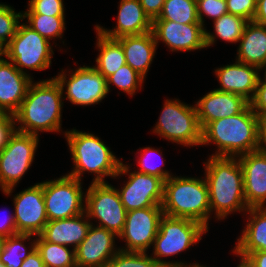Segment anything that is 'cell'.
<instances>
[{"label": "cell", "instance_id": "7a4b0ae2", "mask_svg": "<svg viewBox=\"0 0 266 267\" xmlns=\"http://www.w3.org/2000/svg\"><path fill=\"white\" fill-rule=\"evenodd\" d=\"M204 164L210 211H215L217 219L223 220L233 211H248L238 157L210 156Z\"/></svg>", "mask_w": 266, "mask_h": 267}, {"label": "cell", "instance_id": "c3c4849f", "mask_svg": "<svg viewBox=\"0 0 266 267\" xmlns=\"http://www.w3.org/2000/svg\"><path fill=\"white\" fill-rule=\"evenodd\" d=\"M240 264L237 267H252L245 258H240Z\"/></svg>", "mask_w": 266, "mask_h": 267}, {"label": "cell", "instance_id": "8d00e7d4", "mask_svg": "<svg viewBox=\"0 0 266 267\" xmlns=\"http://www.w3.org/2000/svg\"><path fill=\"white\" fill-rule=\"evenodd\" d=\"M29 8L23 14H44L49 16H64L62 0H29Z\"/></svg>", "mask_w": 266, "mask_h": 267}, {"label": "cell", "instance_id": "ffe728a7", "mask_svg": "<svg viewBox=\"0 0 266 267\" xmlns=\"http://www.w3.org/2000/svg\"><path fill=\"white\" fill-rule=\"evenodd\" d=\"M244 197L247 206L265 207L266 203V155L254 151L240 155Z\"/></svg>", "mask_w": 266, "mask_h": 267}, {"label": "cell", "instance_id": "83f0119b", "mask_svg": "<svg viewBox=\"0 0 266 267\" xmlns=\"http://www.w3.org/2000/svg\"><path fill=\"white\" fill-rule=\"evenodd\" d=\"M213 22L214 31L217 36L214 33L205 31L206 47L212 46L216 41V37L228 43L239 42L248 21L240 16L226 13L219 19L213 20Z\"/></svg>", "mask_w": 266, "mask_h": 267}, {"label": "cell", "instance_id": "30bf717a", "mask_svg": "<svg viewBox=\"0 0 266 267\" xmlns=\"http://www.w3.org/2000/svg\"><path fill=\"white\" fill-rule=\"evenodd\" d=\"M85 213L88 218L99 220V227L114 232L117 237L123 231L126 209L115 187L106 183H91L85 193Z\"/></svg>", "mask_w": 266, "mask_h": 267}, {"label": "cell", "instance_id": "277c9868", "mask_svg": "<svg viewBox=\"0 0 266 267\" xmlns=\"http://www.w3.org/2000/svg\"><path fill=\"white\" fill-rule=\"evenodd\" d=\"M64 134L74 163V169L67 175L81 181L87 171L96 175L92 183H105V176L118 177L129 172L130 167L117 159L99 137L75 129Z\"/></svg>", "mask_w": 266, "mask_h": 267}, {"label": "cell", "instance_id": "5bb4252c", "mask_svg": "<svg viewBox=\"0 0 266 267\" xmlns=\"http://www.w3.org/2000/svg\"><path fill=\"white\" fill-rule=\"evenodd\" d=\"M13 201L17 233L40 235L48 222L43 182L21 191L14 196Z\"/></svg>", "mask_w": 266, "mask_h": 267}, {"label": "cell", "instance_id": "f35d334b", "mask_svg": "<svg viewBox=\"0 0 266 267\" xmlns=\"http://www.w3.org/2000/svg\"><path fill=\"white\" fill-rule=\"evenodd\" d=\"M228 13L253 21L256 12L255 0H226Z\"/></svg>", "mask_w": 266, "mask_h": 267}, {"label": "cell", "instance_id": "ee69618b", "mask_svg": "<svg viewBox=\"0 0 266 267\" xmlns=\"http://www.w3.org/2000/svg\"><path fill=\"white\" fill-rule=\"evenodd\" d=\"M257 151L266 155V116L259 117V136Z\"/></svg>", "mask_w": 266, "mask_h": 267}, {"label": "cell", "instance_id": "2e32d148", "mask_svg": "<svg viewBox=\"0 0 266 267\" xmlns=\"http://www.w3.org/2000/svg\"><path fill=\"white\" fill-rule=\"evenodd\" d=\"M125 186L117 189L126 211L161 206L164 181L154 175L131 172Z\"/></svg>", "mask_w": 266, "mask_h": 267}, {"label": "cell", "instance_id": "f1b7e54d", "mask_svg": "<svg viewBox=\"0 0 266 267\" xmlns=\"http://www.w3.org/2000/svg\"><path fill=\"white\" fill-rule=\"evenodd\" d=\"M36 249L39 251L45 267H76L75 250L68 246L46 241L37 235Z\"/></svg>", "mask_w": 266, "mask_h": 267}, {"label": "cell", "instance_id": "db71d44e", "mask_svg": "<svg viewBox=\"0 0 266 267\" xmlns=\"http://www.w3.org/2000/svg\"><path fill=\"white\" fill-rule=\"evenodd\" d=\"M0 267H5V265L3 263L0 262Z\"/></svg>", "mask_w": 266, "mask_h": 267}, {"label": "cell", "instance_id": "3957f363", "mask_svg": "<svg viewBox=\"0 0 266 267\" xmlns=\"http://www.w3.org/2000/svg\"><path fill=\"white\" fill-rule=\"evenodd\" d=\"M259 116L250 104L239 114L209 122L202 129L201 145L214 143L212 156L239 157L257 151Z\"/></svg>", "mask_w": 266, "mask_h": 267}, {"label": "cell", "instance_id": "816d5d0a", "mask_svg": "<svg viewBox=\"0 0 266 267\" xmlns=\"http://www.w3.org/2000/svg\"><path fill=\"white\" fill-rule=\"evenodd\" d=\"M262 69H265V74H264L265 77H264V80L266 81V64L261 68V70Z\"/></svg>", "mask_w": 266, "mask_h": 267}, {"label": "cell", "instance_id": "7bdbcfd3", "mask_svg": "<svg viewBox=\"0 0 266 267\" xmlns=\"http://www.w3.org/2000/svg\"><path fill=\"white\" fill-rule=\"evenodd\" d=\"M4 219V218H3ZM2 222V223H1ZM17 233L14 215H9L6 220L0 221V236L8 238Z\"/></svg>", "mask_w": 266, "mask_h": 267}, {"label": "cell", "instance_id": "484cf974", "mask_svg": "<svg viewBox=\"0 0 266 267\" xmlns=\"http://www.w3.org/2000/svg\"><path fill=\"white\" fill-rule=\"evenodd\" d=\"M239 41L236 61L261 70L266 64V26L248 21Z\"/></svg>", "mask_w": 266, "mask_h": 267}, {"label": "cell", "instance_id": "b9f144b4", "mask_svg": "<svg viewBox=\"0 0 266 267\" xmlns=\"http://www.w3.org/2000/svg\"><path fill=\"white\" fill-rule=\"evenodd\" d=\"M143 10L153 21L160 15L165 0H139Z\"/></svg>", "mask_w": 266, "mask_h": 267}, {"label": "cell", "instance_id": "f5cc1de1", "mask_svg": "<svg viewBox=\"0 0 266 267\" xmlns=\"http://www.w3.org/2000/svg\"><path fill=\"white\" fill-rule=\"evenodd\" d=\"M192 265H193V266H191V267H206V266H204V265H203V266H201V265H199V264H196V263H195V264H192Z\"/></svg>", "mask_w": 266, "mask_h": 267}, {"label": "cell", "instance_id": "5b68a950", "mask_svg": "<svg viewBox=\"0 0 266 267\" xmlns=\"http://www.w3.org/2000/svg\"><path fill=\"white\" fill-rule=\"evenodd\" d=\"M161 206L164 215L190 219L209 228L211 211L205 179L172 175L164 182Z\"/></svg>", "mask_w": 266, "mask_h": 267}, {"label": "cell", "instance_id": "836d02e7", "mask_svg": "<svg viewBox=\"0 0 266 267\" xmlns=\"http://www.w3.org/2000/svg\"><path fill=\"white\" fill-rule=\"evenodd\" d=\"M107 267H161L152 256L146 252L119 250L108 262Z\"/></svg>", "mask_w": 266, "mask_h": 267}, {"label": "cell", "instance_id": "1f68e13d", "mask_svg": "<svg viewBox=\"0 0 266 267\" xmlns=\"http://www.w3.org/2000/svg\"><path fill=\"white\" fill-rule=\"evenodd\" d=\"M65 16H49L44 14H23L27 18V25L41 36L50 41L52 38L63 36L65 28Z\"/></svg>", "mask_w": 266, "mask_h": 267}, {"label": "cell", "instance_id": "ba28073f", "mask_svg": "<svg viewBox=\"0 0 266 267\" xmlns=\"http://www.w3.org/2000/svg\"><path fill=\"white\" fill-rule=\"evenodd\" d=\"M38 139L36 135L16 130L0 152V188L4 194L10 195L30 168L38 147Z\"/></svg>", "mask_w": 266, "mask_h": 267}, {"label": "cell", "instance_id": "f546056e", "mask_svg": "<svg viewBox=\"0 0 266 267\" xmlns=\"http://www.w3.org/2000/svg\"><path fill=\"white\" fill-rule=\"evenodd\" d=\"M32 234L18 233L5 239L2 253L0 254V262L5 267H20L23 261L36 248V239L31 242L29 250L23 244L24 241L30 240Z\"/></svg>", "mask_w": 266, "mask_h": 267}, {"label": "cell", "instance_id": "4dcf8cb0", "mask_svg": "<svg viewBox=\"0 0 266 267\" xmlns=\"http://www.w3.org/2000/svg\"><path fill=\"white\" fill-rule=\"evenodd\" d=\"M182 24L200 23L197 15V3L192 0H165L158 18Z\"/></svg>", "mask_w": 266, "mask_h": 267}, {"label": "cell", "instance_id": "60d3db41", "mask_svg": "<svg viewBox=\"0 0 266 267\" xmlns=\"http://www.w3.org/2000/svg\"><path fill=\"white\" fill-rule=\"evenodd\" d=\"M16 131L15 117L13 114L0 115V152L8 144L9 138Z\"/></svg>", "mask_w": 266, "mask_h": 267}, {"label": "cell", "instance_id": "d590c367", "mask_svg": "<svg viewBox=\"0 0 266 267\" xmlns=\"http://www.w3.org/2000/svg\"><path fill=\"white\" fill-rule=\"evenodd\" d=\"M141 150H143L142 151L143 153L141 152L140 157H138L139 158L138 159V165H140V169L137 172L157 176V177L161 178L164 182L172 176V174H170L169 171H167V170L164 171L160 165H159L160 166L159 167V166H156V164L154 165L152 163L151 160L155 154L159 153L162 155V153H160V151H158V149L156 150L152 147H145ZM161 165H163V164H161Z\"/></svg>", "mask_w": 266, "mask_h": 267}, {"label": "cell", "instance_id": "d6986e66", "mask_svg": "<svg viewBox=\"0 0 266 267\" xmlns=\"http://www.w3.org/2000/svg\"><path fill=\"white\" fill-rule=\"evenodd\" d=\"M250 102L244 97L214 89L204 95L196 104L201 129L209 122L241 113Z\"/></svg>", "mask_w": 266, "mask_h": 267}, {"label": "cell", "instance_id": "7dc6e473", "mask_svg": "<svg viewBox=\"0 0 266 267\" xmlns=\"http://www.w3.org/2000/svg\"><path fill=\"white\" fill-rule=\"evenodd\" d=\"M253 21L266 26V0L257 1Z\"/></svg>", "mask_w": 266, "mask_h": 267}, {"label": "cell", "instance_id": "ab89813d", "mask_svg": "<svg viewBox=\"0 0 266 267\" xmlns=\"http://www.w3.org/2000/svg\"><path fill=\"white\" fill-rule=\"evenodd\" d=\"M252 110L259 116H266V81L258 80L253 99L250 101Z\"/></svg>", "mask_w": 266, "mask_h": 267}, {"label": "cell", "instance_id": "74e56055", "mask_svg": "<svg viewBox=\"0 0 266 267\" xmlns=\"http://www.w3.org/2000/svg\"><path fill=\"white\" fill-rule=\"evenodd\" d=\"M226 13H228L226 0H199L197 2V15L203 26L205 25L204 15L216 20Z\"/></svg>", "mask_w": 266, "mask_h": 267}, {"label": "cell", "instance_id": "f6af8a7d", "mask_svg": "<svg viewBox=\"0 0 266 267\" xmlns=\"http://www.w3.org/2000/svg\"><path fill=\"white\" fill-rule=\"evenodd\" d=\"M245 259L252 267H266V252L264 251L251 252Z\"/></svg>", "mask_w": 266, "mask_h": 267}, {"label": "cell", "instance_id": "52a82bcc", "mask_svg": "<svg viewBox=\"0 0 266 267\" xmlns=\"http://www.w3.org/2000/svg\"><path fill=\"white\" fill-rule=\"evenodd\" d=\"M153 132L184 146L201 145L202 129L196 106L167 99Z\"/></svg>", "mask_w": 266, "mask_h": 267}, {"label": "cell", "instance_id": "e0dca14e", "mask_svg": "<svg viewBox=\"0 0 266 267\" xmlns=\"http://www.w3.org/2000/svg\"><path fill=\"white\" fill-rule=\"evenodd\" d=\"M116 236L110 230L91 224L87 236L75 249L76 267H107L120 250L114 244Z\"/></svg>", "mask_w": 266, "mask_h": 267}, {"label": "cell", "instance_id": "681fc988", "mask_svg": "<svg viewBox=\"0 0 266 267\" xmlns=\"http://www.w3.org/2000/svg\"><path fill=\"white\" fill-rule=\"evenodd\" d=\"M5 239L3 236H0V254L2 253L3 247H4V242Z\"/></svg>", "mask_w": 266, "mask_h": 267}, {"label": "cell", "instance_id": "9c48e42d", "mask_svg": "<svg viewBox=\"0 0 266 267\" xmlns=\"http://www.w3.org/2000/svg\"><path fill=\"white\" fill-rule=\"evenodd\" d=\"M50 42L27 24H19L16 35L5 46V56L22 73L23 68L45 70L51 65Z\"/></svg>", "mask_w": 266, "mask_h": 267}, {"label": "cell", "instance_id": "8fae6325", "mask_svg": "<svg viewBox=\"0 0 266 267\" xmlns=\"http://www.w3.org/2000/svg\"><path fill=\"white\" fill-rule=\"evenodd\" d=\"M81 181L69 175L43 182L48 221L67 219L85 213Z\"/></svg>", "mask_w": 266, "mask_h": 267}, {"label": "cell", "instance_id": "603a6c76", "mask_svg": "<svg viewBox=\"0 0 266 267\" xmlns=\"http://www.w3.org/2000/svg\"><path fill=\"white\" fill-rule=\"evenodd\" d=\"M87 218V214L82 213L67 219L48 221L40 235L51 243L64 246L72 245L75 250L85 239L91 224H93Z\"/></svg>", "mask_w": 266, "mask_h": 267}, {"label": "cell", "instance_id": "d4e9b609", "mask_svg": "<svg viewBox=\"0 0 266 267\" xmlns=\"http://www.w3.org/2000/svg\"><path fill=\"white\" fill-rule=\"evenodd\" d=\"M245 213L250 217L233 250L242 258L254 251L266 252V207H250Z\"/></svg>", "mask_w": 266, "mask_h": 267}, {"label": "cell", "instance_id": "6da1fadb", "mask_svg": "<svg viewBox=\"0 0 266 267\" xmlns=\"http://www.w3.org/2000/svg\"><path fill=\"white\" fill-rule=\"evenodd\" d=\"M63 90L55 78L31 83L20 108L14 114L17 131L38 136V132H59Z\"/></svg>", "mask_w": 266, "mask_h": 267}, {"label": "cell", "instance_id": "ac0fdd59", "mask_svg": "<svg viewBox=\"0 0 266 267\" xmlns=\"http://www.w3.org/2000/svg\"><path fill=\"white\" fill-rule=\"evenodd\" d=\"M32 78L27 73L20 72L4 57L0 59V111L15 114L25 98Z\"/></svg>", "mask_w": 266, "mask_h": 267}, {"label": "cell", "instance_id": "d6a6232c", "mask_svg": "<svg viewBox=\"0 0 266 267\" xmlns=\"http://www.w3.org/2000/svg\"><path fill=\"white\" fill-rule=\"evenodd\" d=\"M107 89L110 91V84H114L116 87L133 96L135 91L144 82V78L139 75L128 64L123 65L116 73L106 78Z\"/></svg>", "mask_w": 266, "mask_h": 267}, {"label": "cell", "instance_id": "cb8c5ba5", "mask_svg": "<svg viewBox=\"0 0 266 267\" xmlns=\"http://www.w3.org/2000/svg\"><path fill=\"white\" fill-rule=\"evenodd\" d=\"M123 47L126 64L145 78L155 56L157 44L153 32L117 38Z\"/></svg>", "mask_w": 266, "mask_h": 267}, {"label": "cell", "instance_id": "bcb514c9", "mask_svg": "<svg viewBox=\"0 0 266 267\" xmlns=\"http://www.w3.org/2000/svg\"><path fill=\"white\" fill-rule=\"evenodd\" d=\"M20 267H45L39 251L35 248Z\"/></svg>", "mask_w": 266, "mask_h": 267}, {"label": "cell", "instance_id": "7402d4cb", "mask_svg": "<svg viewBox=\"0 0 266 267\" xmlns=\"http://www.w3.org/2000/svg\"><path fill=\"white\" fill-rule=\"evenodd\" d=\"M114 30L96 25V30L106 37L117 39L123 36L142 35L152 31V20L143 10L139 0H121Z\"/></svg>", "mask_w": 266, "mask_h": 267}, {"label": "cell", "instance_id": "8992f818", "mask_svg": "<svg viewBox=\"0 0 266 267\" xmlns=\"http://www.w3.org/2000/svg\"><path fill=\"white\" fill-rule=\"evenodd\" d=\"M208 230L200 223L178 217L163 215L154 239L152 256L161 267H191L182 262L164 261L163 257L173 256L188 249L202 239Z\"/></svg>", "mask_w": 266, "mask_h": 267}, {"label": "cell", "instance_id": "9a60e30c", "mask_svg": "<svg viewBox=\"0 0 266 267\" xmlns=\"http://www.w3.org/2000/svg\"><path fill=\"white\" fill-rule=\"evenodd\" d=\"M205 27L201 23L182 24L170 20L154 19L152 32L158 45L163 41L171 51H191L207 48Z\"/></svg>", "mask_w": 266, "mask_h": 267}, {"label": "cell", "instance_id": "4316f807", "mask_svg": "<svg viewBox=\"0 0 266 267\" xmlns=\"http://www.w3.org/2000/svg\"><path fill=\"white\" fill-rule=\"evenodd\" d=\"M97 47L100 51L96 58V65L93 66L104 78L116 73L126 64L123 47L117 39L106 37L98 30Z\"/></svg>", "mask_w": 266, "mask_h": 267}, {"label": "cell", "instance_id": "f907efd6", "mask_svg": "<svg viewBox=\"0 0 266 267\" xmlns=\"http://www.w3.org/2000/svg\"><path fill=\"white\" fill-rule=\"evenodd\" d=\"M3 55L5 56V46L0 42V59Z\"/></svg>", "mask_w": 266, "mask_h": 267}, {"label": "cell", "instance_id": "7c38bea8", "mask_svg": "<svg viewBox=\"0 0 266 267\" xmlns=\"http://www.w3.org/2000/svg\"><path fill=\"white\" fill-rule=\"evenodd\" d=\"M163 215L162 206L128 211L123 231L118 236L126 241L127 248L123 247L120 250L147 252V249L154 243Z\"/></svg>", "mask_w": 266, "mask_h": 267}, {"label": "cell", "instance_id": "44dd1931", "mask_svg": "<svg viewBox=\"0 0 266 267\" xmlns=\"http://www.w3.org/2000/svg\"><path fill=\"white\" fill-rule=\"evenodd\" d=\"M258 67L236 61L215 70L221 88L217 90L229 92L244 97L249 102L253 99L258 80ZM250 94V95H249Z\"/></svg>", "mask_w": 266, "mask_h": 267}, {"label": "cell", "instance_id": "4fadbf2b", "mask_svg": "<svg viewBox=\"0 0 266 267\" xmlns=\"http://www.w3.org/2000/svg\"><path fill=\"white\" fill-rule=\"evenodd\" d=\"M66 75L62 70V73L54 78L63 91L66 85V99L72 104L82 106L98 104L108 94L106 78L94 67H79L69 75L70 78L66 77Z\"/></svg>", "mask_w": 266, "mask_h": 267}, {"label": "cell", "instance_id": "e575fe53", "mask_svg": "<svg viewBox=\"0 0 266 267\" xmlns=\"http://www.w3.org/2000/svg\"><path fill=\"white\" fill-rule=\"evenodd\" d=\"M23 13L15 12L11 6L0 3V42L6 46L16 35Z\"/></svg>", "mask_w": 266, "mask_h": 267}]
</instances>
